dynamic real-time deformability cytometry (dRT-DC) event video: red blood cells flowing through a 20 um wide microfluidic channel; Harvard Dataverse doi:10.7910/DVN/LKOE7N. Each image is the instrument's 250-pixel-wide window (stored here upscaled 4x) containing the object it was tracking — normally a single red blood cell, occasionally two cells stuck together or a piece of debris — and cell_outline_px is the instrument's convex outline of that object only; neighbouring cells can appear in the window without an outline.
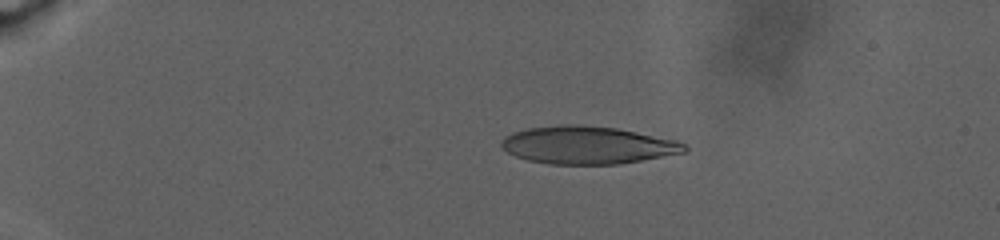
{"species": "human", "species_latin": "Homo sapiens", "temperature_condition": "warm", "stored_images_in_passage": 66, "camera_frame_rate_fps": 3000, "um_per_image_px": 0.085, "donor": {"sex": "male"}, "frame": {"image": 1, "passage_image": 20, "time_ms": 6.667, "image_size_px": [1000, 240], "cell_outline_px": [[688, 148], [684, 152], [620, 164], [548, 164], [528, 160], [516, 156], [500, 148], [500, 144], [504, 136], [512, 132], [528, 128], [560, 124], [580, 124], [616, 128], [676, 140], [684, 144]], "centroid_in_image_um": [49.88, 12.33], "position_along_channel_um": 35.1, "area_um2": 40.23}}
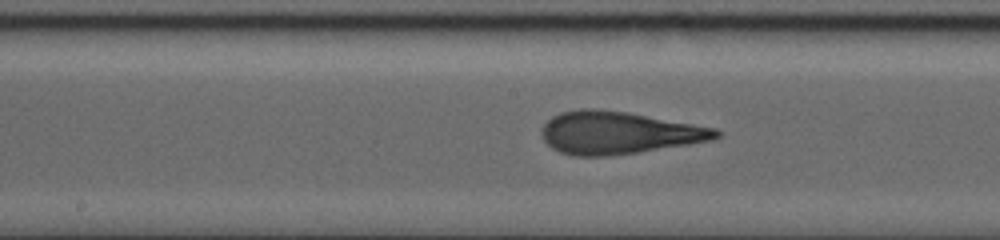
{"frame": {"image": 2, "passage_image": 46, "time_ms": 17.0, "image_size_px": [1000, 240], "cell_outline_px": [[720, 136], [716, 140], [636, 152], [608, 156], [572, 156], [560, 152], [552, 148], [544, 140], [540, 132], [544, 124], [552, 116], [560, 112], [580, 108], [592, 108], [628, 112], [716, 128], [720, 132]], "centroid_in_image_um": [52.56, 11.28], "position_along_channel_um": 195.6, "area_um2": 43.23}}
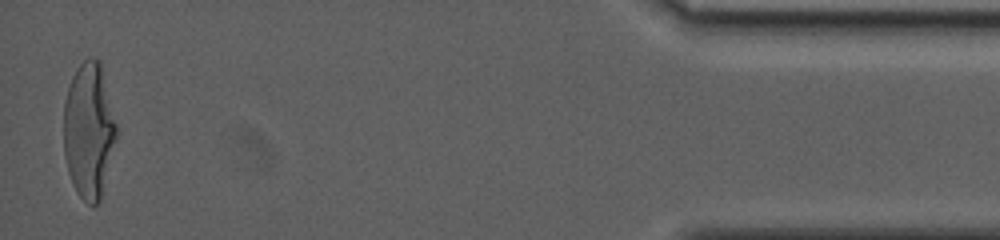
{"frame": {"image": 3, "passage_image": 66, "time_ms": 29.333, "image_size_px": [1000, 240], "cell_outline_px": [[116, 140], [100, 200], [92, 208], [76, 192], [72, 184], [68, 172], [64, 156], [64, 104], [68, 88], [72, 76], [80, 64], [88, 56], [92, 56], [100, 60], [116, 124]], "centroid_in_image_um": [7.54, 11.1], "position_along_channel_um": 427.7, "area_um2": 41.62}, "authors_computed_cell_mechanics": {"area_um2": 41.0958, "velocity_mm_per_s": 2.4319, "shape_relaxation_time_tau1_ms": 8.6159, "shape_relaxation_time_tau2_ms": 1.7844, "deformation_change_tau1": 0.2718, "deformation_change_tau2": 0.1161}}